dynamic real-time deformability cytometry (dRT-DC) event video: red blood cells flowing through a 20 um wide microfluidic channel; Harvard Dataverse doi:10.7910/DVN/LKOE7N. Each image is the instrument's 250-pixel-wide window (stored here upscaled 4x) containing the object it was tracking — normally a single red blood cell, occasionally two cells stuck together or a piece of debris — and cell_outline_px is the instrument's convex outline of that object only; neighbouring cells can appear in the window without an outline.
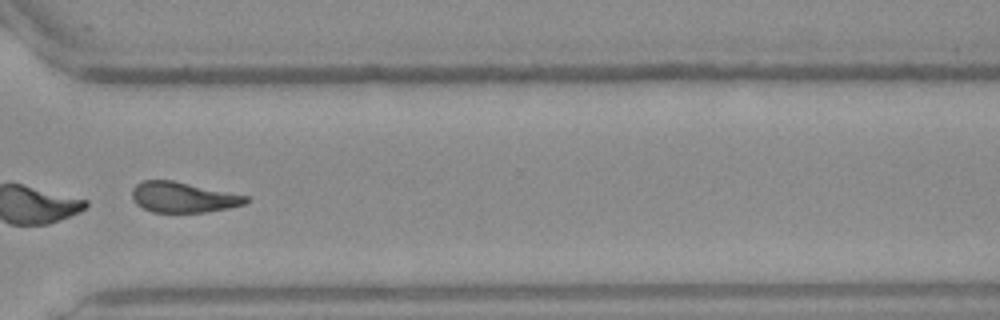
{"species": "Egyptian fruit bat (a non-hibernating species)", "species_latin": "Rousettus aegyptiacus", "temperature_condition": "warm", "stored_images_in_passage": 36, "camera_frame_rate_fps": 3000, "um_per_image_px": 0.085, "frame": {"image": 1, "passage_image": 26, "time_ms": 8.333, "image_size_px": [1000, 320], "cell_outline_px": [[248, 200], [244, 204], [228, 208], [204, 212], [152, 212], [136, 204], [132, 200], [132, 188], [136, 184], [144, 180], [172, 180], [248, 196]], "centroid_in_image_um": [15.52, 16.76], "position_along_channel_um": 355.1, "area_um2": 20.06}}